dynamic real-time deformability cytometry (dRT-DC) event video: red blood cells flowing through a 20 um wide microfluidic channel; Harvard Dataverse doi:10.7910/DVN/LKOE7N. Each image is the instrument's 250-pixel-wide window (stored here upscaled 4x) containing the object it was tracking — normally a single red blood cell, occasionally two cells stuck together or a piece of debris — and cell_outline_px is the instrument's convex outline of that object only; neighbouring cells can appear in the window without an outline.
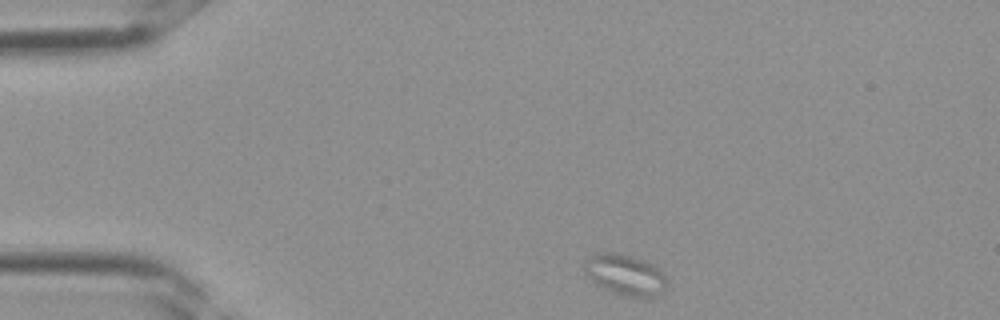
{"species": "Egyptian fruit bat (a non-hibernating species)", "species_latin": "Rousettus aegyptiacus", "temperature_condition": "room temperature", "stored_images_in_passage": 32, "camera_frame_rate_fps": 3000, "um_per_image_px": 0.085, "frame": {"image": 1, "passage_image": 1, "time_ms": 0.0, "image_size_px": [1000, 320], "cell_outline_px": [[668, 284], [664, 292], [652, 296], [624, 296], [604, 288], [596, 284], [584, 272], [584, 260], [596, 252], [616, 252], [632, 256], [644, 260], [652, 264], [668, 280]], "centroid_in_image_um": [53.12, 23.33], "position_along_channel_um": 31.9, "area_um2": 19.59}}
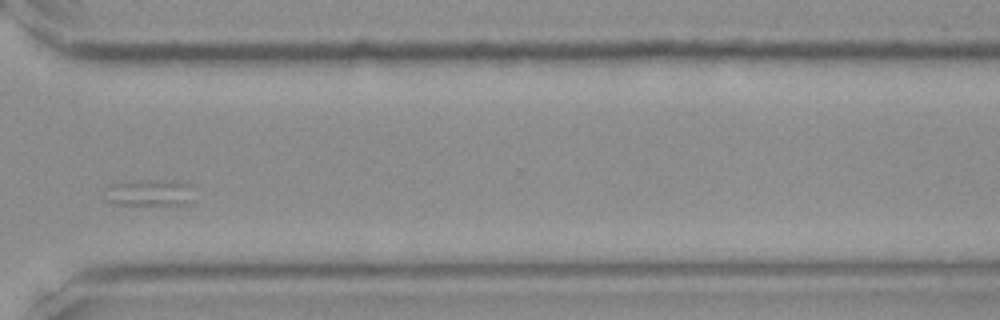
{"frame": {"image": 2, "passage_image": 23, "time_ms": 7.333, "image_size_px": [1000, 320], "cell_outline_px": [[192, 200], [184, 204], [116, 204], [108, 200], [108, 184], [124, 180], [160, 180], [192, 184]], "centroid_in_image_um": [12.71, 16.35], "position_along_channel_um": 357.9, "area_um2": 13.64}}
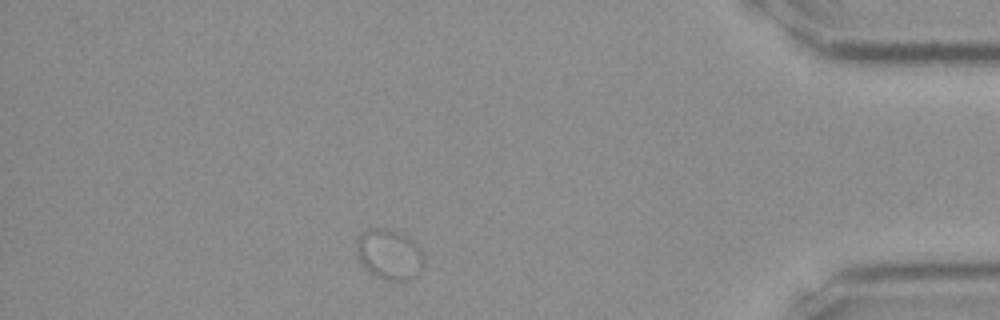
{"frame": {"image": 3, "passage_image": 28, "time_ms": 9.0, "image_size_px": [1000, 320], "cell_outline_px": [[424, 264], [408, 280], [384, 280], [368, 272], [364, 268], [356, 252], [356, 240], [360, 232], [372, 228], [392, 228], [408, 236], [420, 248], [424, 256]], "centroid_in_image_um": [33.05, 21.58], "position_along_channel_um": 402.1, "area_um2": 19.94}}